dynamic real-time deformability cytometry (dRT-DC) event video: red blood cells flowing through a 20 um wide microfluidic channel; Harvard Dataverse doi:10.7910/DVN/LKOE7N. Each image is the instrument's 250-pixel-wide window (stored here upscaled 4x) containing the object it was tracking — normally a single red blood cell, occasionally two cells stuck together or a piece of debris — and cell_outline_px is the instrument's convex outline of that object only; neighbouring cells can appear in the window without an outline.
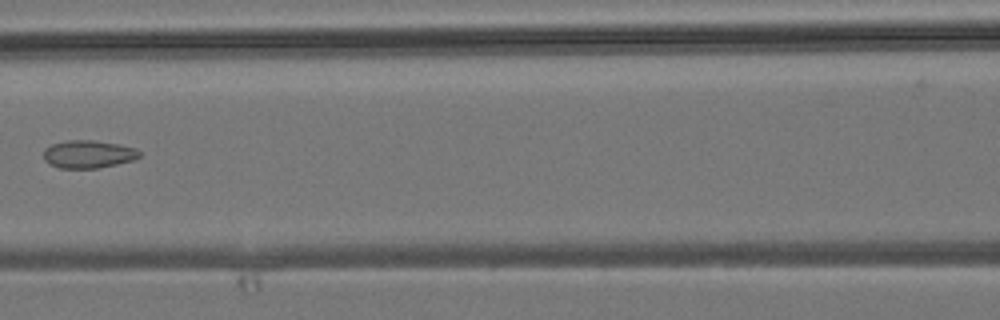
{"species": "common noctule bat (a hibernating species)", "species_latin": "Nyctalus noctula", "temperature_condition": "room temperature", "stored_images_in_passage": 7, "camera_frame_rate_fps": 3000, "um_per_image_px": 0.085, "animal": {"sex": "male", "body_mass_g": 19.2, "forearm_length_mm": 51.8}, "frame": {"image": 1, "passage_image": 6, "time_ms": 6.667, "image_size_px": [1000, 320], "cell_outline_px": [[140, 156], [132, 160], [116, 164], [96, 168], [60, 168], [48, 164], [44, 160], [44, 148], [52, 144], [68, 140], [92, 140], [116, 144], [136, 148], [140, 152]], "centroid_in_image_um": [7.47, 13.1], "position_along_channel_um": 159.1, "area_um2": 15.43}}
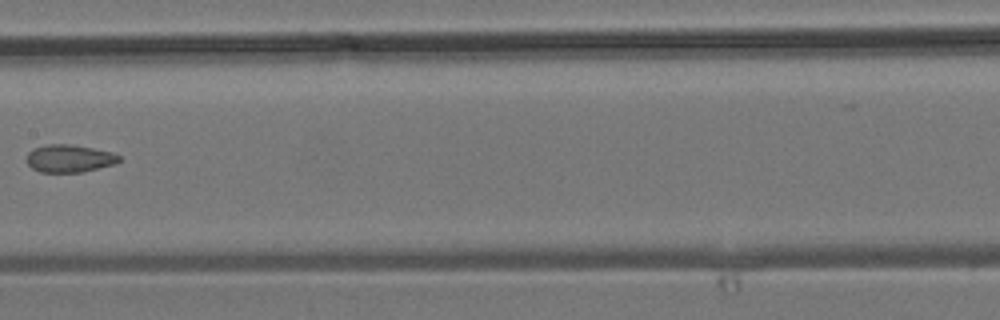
{"frame": {"image": 2, "passage_image": 7, "time_ms": 7.667, "image_size_px": [1000, 320], "cell_outline_px": [[120, 160], [116, 164], [80, 172], [40, 172], [32, 168], [28, 164], [28, 152], [32, 148], [48, 144], [68, 144], [92, 148], [112, 152], [120, 156]], "centroid_in_image_um": [5.9, 13.46], "position_along_channel_um": 201.5, "area_um2": 14.8}}